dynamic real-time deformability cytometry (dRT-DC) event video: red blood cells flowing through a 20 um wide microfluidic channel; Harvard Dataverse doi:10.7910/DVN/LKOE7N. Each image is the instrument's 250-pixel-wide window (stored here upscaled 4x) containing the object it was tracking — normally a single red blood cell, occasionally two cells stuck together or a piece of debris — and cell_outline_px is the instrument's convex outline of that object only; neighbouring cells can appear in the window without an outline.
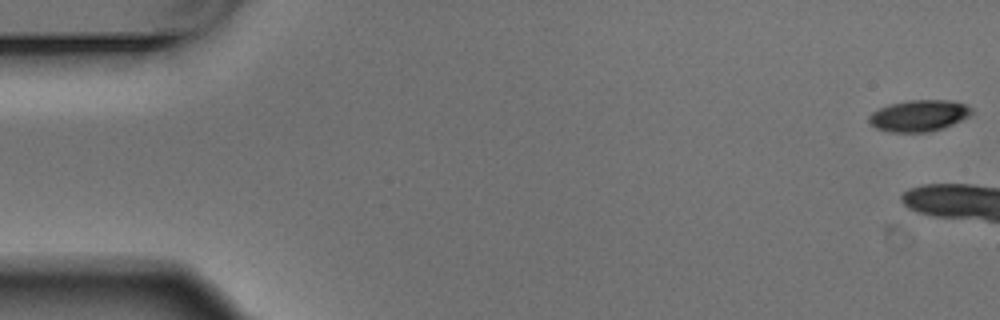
{"species": "Egyptian fruit bat (a non-hibernating species)", "species_latin": "Rousettus aegyptiacus", "temperature_condition": "warm", "stored_images_in_passage": 4, "camera_frame_rate_fps": 3000, "um_per_image_px": 0.085, "animal": {"sex": "male"}, "frame": {"image": 1, "passage_image": 1, "time_ms": 0.0, "image_size_px": [1000, 320], "cell_outline_px": [[972, 112], [968, 116], [952, 124], [928, 132], [892, 132], [876, 128], [868, 120], [868, 116], [872, 112], [888, 104], [908, 100], [952, 100], [964, 104], [972, 108]], "centroid_in_image_um": [78.08, 9.82], "position_along_channel_um": 6.9, "area_um2": 18.61}}